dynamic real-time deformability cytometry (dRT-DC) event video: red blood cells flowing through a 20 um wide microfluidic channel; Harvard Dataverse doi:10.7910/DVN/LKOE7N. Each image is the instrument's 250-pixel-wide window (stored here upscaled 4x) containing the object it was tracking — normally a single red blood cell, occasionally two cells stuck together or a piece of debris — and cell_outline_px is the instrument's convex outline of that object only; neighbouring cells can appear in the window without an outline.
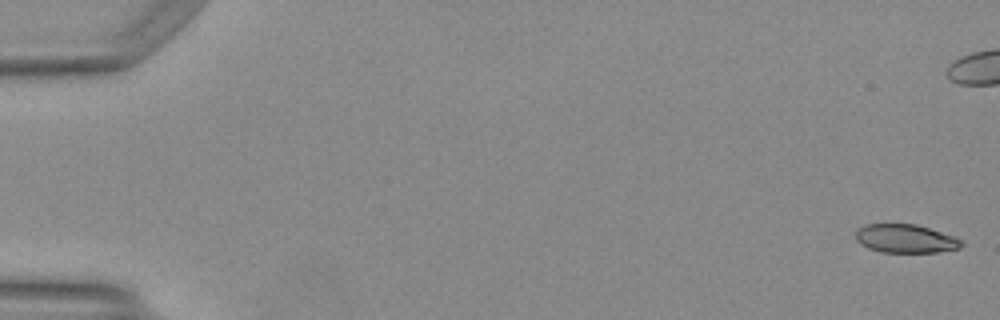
{"species": "Egyptian fruit bat (a non-hibernating species)", "species_latin": "Rousettus aegyptiacus", "temperature_condition": "warm", "stored_images_in_passage": 6, "camera_frame_rate_fps": 3000, "um_per_image_px": 0.085, "animal": {"sex": "female"}, "frame": {"image": 1, "passage_image": 1, "time_ms": 0.0, "image_size_px": [1000, 320], "cell_outline_px": [[964, 244], [960, 248], [936, 252], [880, 252], [868, 248], [860, 244], [856, 240], [856, 228], [864, 224], [916, 224], [964, 240]], "centroid_in_image_um": [76.94, 20.28], "position_along_channel_um": 8.1, "area_um2": 17.63}}